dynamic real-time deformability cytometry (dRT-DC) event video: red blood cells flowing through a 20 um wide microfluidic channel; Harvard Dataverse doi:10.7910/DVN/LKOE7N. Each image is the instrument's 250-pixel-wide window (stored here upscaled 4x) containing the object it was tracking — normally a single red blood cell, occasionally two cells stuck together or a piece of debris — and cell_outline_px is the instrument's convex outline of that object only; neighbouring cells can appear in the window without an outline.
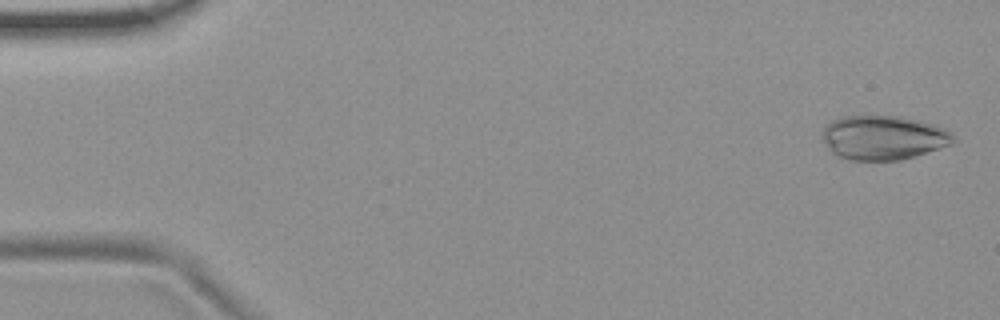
{"species": "common noctule bat (a hibernating species)", "species_latin": "Nyctalus noctula", "temperature_condition": "room temperature", "stored_images_in_passage": 5, "camera_frame_rate_fps": 3000, "um_per_image_px": 0.085, "animal": {"sex": "female", "body_mass_g": 19.9}, "frame": {"image": 1, "passage_image": 1, "time_ms": 0.0, "image_size_px": [1000, 320], "cell_outline_px": [[956, 140], [952, 144], [916, 156], [900, 160], [852, 160], [836, 156], [824, 144], [824, 128], [828, 124], [844, 116], [900, 116], [916, 120], [940, 128], [948, 132]], "centroid_in_image_um": [75.06, 11.72], "position_along_channel_um": 9.9, "area_um2": 33.18}}